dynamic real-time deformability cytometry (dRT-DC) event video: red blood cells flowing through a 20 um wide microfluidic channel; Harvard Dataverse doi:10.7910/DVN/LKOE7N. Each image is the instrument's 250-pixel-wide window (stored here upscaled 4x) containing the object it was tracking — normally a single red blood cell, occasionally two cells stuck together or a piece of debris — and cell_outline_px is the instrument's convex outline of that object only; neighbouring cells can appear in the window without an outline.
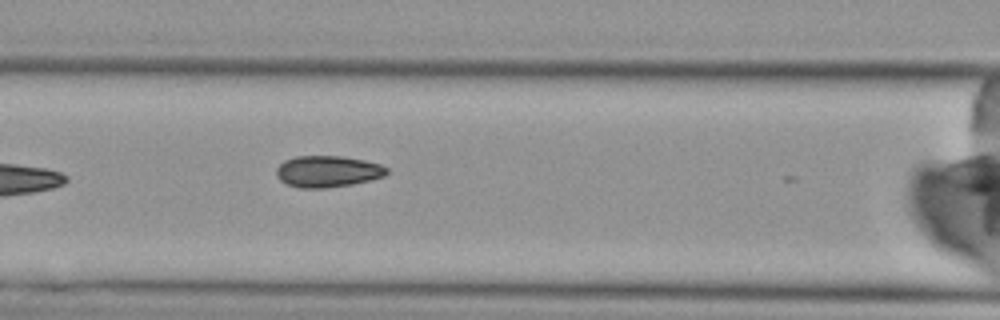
{"species": "Egyptian fruit bat (a non-hibernating species)", "species_latin": "Rousettus aegyptiacus", "temperature_condition": "cold", "stored_images_in_passage": 9, "camera_frame_rate_fps": 3000, "um_per_image_px": 0.085, "animal": {"sex": "female"}, "frame": {"image": 1, "passage_image": 7, "time_ms": 7.0, "image_size_px": [1000, 320], "cell_outline_px": [[388, 172], [384, 176], [352, 184], [324, 188], [300, 188], [288, 184], [280, 180], [276, 176], [276, 168], [284, 160], [296, 156], [340, 156], [364, 160], [380, 164], [388, 168]], "centroid_in_image_um": [27.83, 14.57], "position_along_channel_um": 138.8, "area_um2": 20.17}}
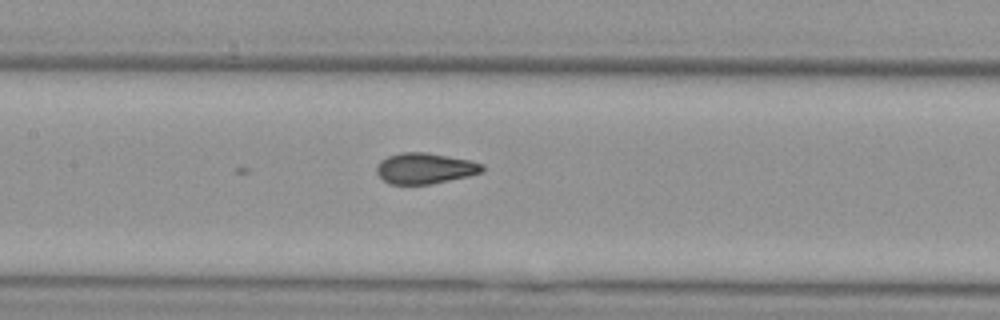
{"frame": {"image": 2, "passage_image": 9, "time_ms": 9.333, "image_size_px": [1000, 320], "cell_outline_px": [[484, 172], [468, 176], [432, 184], [388, 184], [376, 172], [376, 168], [380, 160], [388, 156], [400, 152], [428, 152], [472, 160], [484, 164]], "centroid_in_image_um": [36.15, 14.3], "position_along_channel_um": 171.3, "area_um2": 19.25}}